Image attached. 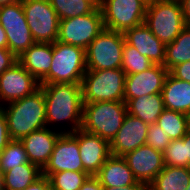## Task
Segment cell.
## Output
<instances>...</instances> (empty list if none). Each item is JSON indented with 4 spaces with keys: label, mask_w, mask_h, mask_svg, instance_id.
Instances as JSON below:
<instances>
[{
    "label": "cell",
    "mask_w": 190,
    "mask_h": 190,
    "mask_svg": "<svg viewBox=\"0 0 190 190\" xmlns=\"http://www.w3.org/2000/svg\"><path fill=\"white\" fill-rule=\"evenodd\" d=\"M22 6L35 42H56L60 18L49 0H23Z\"/></svg>",
    "instance_id": "30bf717a"
},
{
    "label": "cell",
    "mask_w": 190,
    "mask_h": 190,
    "mask_svg": "<svg viewBox=\"0 0 190 190\" xmlns=\"http://www.w3.org/2000/svg\"><path fill=\"white\" fill-rule=\"evenodd\" d=\"M164 107L190 116V83L175 78L170 72L161 91Z\"/></svg>",
    "instance_id": "44dd1931"
},
{
    "label": "cell",
    "mask_w": 190,
    "mask_h": 190,
    "mask_svg": "<svg viewBox=\"0 0 190 190\" xmlns=\"http://www.w3.org/2000/svg\"><path fill=\"white\" fill-rule=\"evenodd\" d=\"M18 62L39 82L49 73L53 59V43L35 42L20 56Z\"/></svg>",
    "instance_id": "d6986e66"
},
{
    "label": "cell",
    "mask_w": 190,
    "mask_h": 190,
    "mask_svg": "<svg viewBox=\"0 0 190 190\" xmlns=\"http://www.w3.org/2000/svg\"><path fill=\"white\" fill-rule=\"evenodd\" d=\"M186 26H190V0H179Z\"/></svg>",
    "instance_id": "b9f144b4"
},
{
    "label": "cell",
    "mask_w": 190,
    "mask_h": 190,
    "mask_svg": "<svg viewBox=\"0 0 190 190\" xmlns=\"http://www.w3.org/2000/svg\"><path fill=\"white\" fill-rule=\"evenodd\" d=\"M125 78L121 68L86 71L81 84L83 103L124 101Z\"/></svg>",
    "instance_id": "8992f818"
},
{
    "label": "cell",
    "mask_w": 190,
    "mask_h": 190,
    "mask_svg": "<svg viewBox=\"0 0 190 190\" xmlns=\"http://www.w3.org/2000/svg\"><path fill=\"white\" fill-rule=\"evenodd\" d=\"M149 125L127 113L110 144L111 155L123 157L146 143Z\"/></svg>",
    "instance_id": "9a60e30c"
},
{
    "label": "cell",
    "mask_w": 190,
    "mask_h": 190,
    "mask_svg": "<svg viewBox=\"0 0 190 190\" xmlns=\"http://www.w3.org/2000/svg\"><path fill=\"white\" fill-rule=\"evenodd\" d=\"M123 158L139 182L149 185L163 170V153L147 144L141 145Z\"/></svg>",
    "instance_id": "5bb4252c"
},
{
    "label": "cell",
    "mask_w": 190,
    "mask_h": 190,
    "mask_svg": "<svg viewBox=\"0 0 190 190\" xmlns=\"http://www.w3.org/2000/svg\"><path fill=\"white\" fill-rule=\"evenodd\" d=\"M23 0H0V7L1 6H5L7 4H11V3H19L22 2Z\"/></svg>",
    "instance_id": "ee69618b"
},
{
    "label": "cell",
    "mask_w": 190,
    "mask_h": 190,
    "mask_svg": "<svg viewBox=\"0 0 190 190\" xmlns=\"http://www.w3.org/2000/svg\"><path fill=\"white\" fill-rule=\"evenodd\" d=\"M78 145L84 172L95 176L111 155L109 142L80 128Z\"/></svg>",
    "instance_id": "2e32d148"
},
{
    "label": "cell",
    "mask_w": 190,
    "mask_h": 190,
    "mask_svg": "<svg viewBox=\"0 0 190 190\" xmlns=\"http://www.w3.org/2000/svg\"><path fill=\"white\" fill-rule=\"evenodd\" d=\"M61 19H69L91 13L98 5V0H49Z\"/></svg>",
    "instance_id": "4316f807"
},
{
    "label": "cell",
    "mask_w": 190,
    "mask_h": 190,
    "mask_svg": "<svg viewBox=\"0 0 190 190\" xmlns=\"http://www.w3.org/2000/svg\"><path fill=\"white\" fill-rule=\"evenodd\" d=\"M0 48H8L6 32L0 24Z\"/></svg>",
    "instance_id": "7bdbcfd3"
},
{
    "label": "cell",
    "mask_w": 190,
    "mask_h": 190,
    "mask_svg": "<svg viewBox=\"0 0 190 190\" xmlns=\"http://www.w3.org/2000/svg\"><path fill=\"white\" fill-rule=\"evenodd\" d=\"M42 176V170L28 162L3 173L4 190H24Z\"/></svg>",
    "instance_id": "cb8c5ba5"
},
{
    "label": "cell",
    "mask_w": 190,
    "mask_h": 190,
    "mask_svg": "<svg viewBox=\"0 0 190 190\" xmlns=\"http://www.w3.org/2000/svg\"><path fill=\"white\" fill-rule=\"evenodd\" d=\"M175 78L190 83V61L177 64L169 71Z\"/></svg>",
    "instance_id": "d590c367"
},
{
    "label": "cell",
    "mask_w": 190,
    "mask_h": 190,
    "mask_svg": "<svg viewBox=\"0 0 190 190\" xmlns=\"http://www.w3.org/2000/svg\"><path fill=\"white\" fill-rule=\"evenodd\" d=\"M8 41V49L16 56H20L35 43L29 27L4 29Z\"/></svg>",
    "instance_id": "4dcf8cb0"
},
{
    "label": "cell",
    "mask_w": 190,
    "mask_h": 190,
    "mask_svg": "<svg viewBox=\"0 0 190 190\" xmlns=\"http://www.w3.org/2000/svg\"><path fill=\"white\" fill-rule=\"evenodd\" d=\"M17 61L18 58L8 48H0V75Z\"/></svg>",
    "instance_id": "e575fe53"
},
{
    "label": "cell",
    "mask_w": 190,
    "mask_h": 190,
    "mask_svg": "<svg viewBox=\"0 0 190 190\" xmlns=\"http://www.w3.org/2000/svg\"><path fill=\"white\" fill-rule=\"evenodd\" d=\"M189 183L190 168L164 166L148 188L150 190H187Z\"/></svg>",
    "instance_id": "603a6c76"
},
{
    "label": "cell",
    "mask_w": 190,
    "mask_h": 190,
    "mask_svg": "<svg viewBox=\"0 0 190 190\" xmlns=\"http://www.w3.org/2000/svg\"><path fill=\"white\" fill-rule=\"evenodd\" d=\"M2 105L11 140H20L31 132L47 127L45 96L41 88L22 99Z\"/></svg>",
    "instance_id": "7a4b0ae2"
},
{
    "label": "cell",
    "mask_w": 190,
    "mask_h": 190,
    "mask_svg": "<svg viewBox=\"0 0 190 190\" xmlns=\"http://www.w3.org/2000/svg\"><path fill=\"white\" fill-rule=\"evenodd\" d=\"M156 124L172 141L183 138L187 133L190 128V116L165 108L158 117Z\"/></svg>",
    "instance_id": "d4e9b609"
},
{
    "label": "cell",
    "mask_w": 190,
    "mask_h": 190,
    "mask_svg": "<svg viewBox=\"0 0 190 190\" xmlns=\"http://www.w3.org/2000/svg\"><path fill=\"white\" fill-rule=\"evenodd\" d=\"M0 24L3 29L29 27L22 2L11 3L0 7Z\"/></svg>",
    "instance_id": "1f68e13d"
},
{
    "label": "cell",
    "mask_w": 190,
    "mask_h": 190,
    "mask_svg": "<svg viewBox=\"0 0 190 190\" xmlns=\"http://www.w3.org/2000/svg\"><path fill=\"white\" fill-rule=\"evenodd\" d=\"M190 61V26H186L172 42L166 45L164 67L170 71L177 64Z\"/></svg>",
    "instance_id": "484cf974"
},
{
    "label": "cell",
    "mask_w": 190,
    "mask_h": 190,
    "mask_svg": "<svg viewBox=\"0 0 190 190\" xmlns=\"http://www.w3.org/2000/svg\"><path fill=\"white\" fill-rule=\"evenodd\" d=\"M148 185L143 182H139L137 184L127 185L122 188H116V187H107L104 188V190H147Z\"/></svg>",
    "instance_id": "60d3db41"
},
{
    "label": "cell",
    "mask_w": 190,
    "mask_h": 190,
    "mask_svg": "<svg viewBox=\"0 0 190 190\" xmlns=\"http://www.w3.org/2000/svg\"><path fill=\"white\" fill-rule=\"evenodd\" d=\"M79 190H104V188L95 176H90Z\"/></svg>",
    "instance_id": "f35d334b"
},
{
    "label": "cell",
    "mask_w": 190,
    "mask_h": 190,
    "mask_svg": "<svg viewBox=\"0 0 190 190\" xmlns=\"http://www.w3.org/2000/svg\"><path fill=\"white\" fill-rule=\"evenodd\" d=\"M144 1H146L147 3H152L155 0H144Z\"/></svg>",
    "instance_id": "bcb514c9"
},
{
    "label": "cell",
    "mask_w": 190,
    "mask_h": 190,
    "mask_svg": "<svg viewBox=\"0 0 190 190\" xmlns=\"http://www.w3.org/2000/svg\"><path fill=\"white\" fill-rule=\"evenodd\" d=\"M125 37L104 29L86 48L87 71L121 68Z\"/></svg>",
    "instance_id": "52a82bcc"
},
{
    "label": "cell",
    "mask_w": 190,
    "mask_h": 190,
    "mask_svg": "<svg viewBox=\"0 0 190 190\" xmlns=\"http://www.w3.org/2000/svg\"><path fill=\"white\" fill-rule=\"evenodd\" d=\"M144 24L165 45L186 27L179 0H155L147 4Z\"/></svg>",
    "instance_id": "5b68a950"
},
{
    "label": "cell",
    "mask_w": 190,
    "mask_h": 190,
    "mask_svg": "<svg viewBox=\"0 0 190 190\" xmlns=\"http://www.w3.org/2000/svg\"><path fill=\"white\" fill-rule=\"evenodd\" d=\"M169 71L163 65L153 64L141 73L126 75L124 99L161 93Z\"/></svg>",
    "instance_id": "4fadbf2b"
},
{
    "label": "cell",
    "mask_w": 190,
    "mask_h": 190,
    "mask_svg": "<svg viewBox=\"0 0 190 190\" xmlns=\"http://www.w3.org/2000/svg\"><path fill=\"white\" fill-rule=\"evenodd\" d=\"M28 162L26 151L20 140H11L0 152L1 173H5Z\"/></svg>",
    "instance_id": "83f0119b"
},
{
    "label": "cell",
    "mask_w": 190,
    "mask_h": 190,
    "mask_svg": "<svg viewBox=\"0 0 190 190\" xmlns=\"http://www.w3.org/2000/svg\"><path fill=\"white\" fill-rule=\"evenodd\" d=\"M182 139L185 146V167L190 168V128Z\"/></svg>",
    "instance_id": "ab89813d"
},
{
    "label": "cell",
    "mask_w": 190,
    "mask_h": 190,
    "mask_svg": "<svg viewBox=\"0 0 190 190\" xmlns=\"http://www.w3.org/2000/svg\"><path fill=\"white\" fill-rule=\"evenodd\" d=\"M90 175L84 171H62L52 173L48 179L53 190H79Z\"/></svg>",
    "instance_id": "f1b7e54d"
},
{
    "label": "cell",
    "mask_w": 190,
    "mask_h": 190,
    "mask_svg": "<svg viewBox=\"0 0 190 190\" xmlns=\"http://www.w3.org/2000/svg\"><path fill=\"white\" fill-rule=\"evenodd\" d=\"M105 29L99 5L89 14L61 19L57 41L85 49Z\"/></svg>",
    "instance_id": "9c48e42d"
},
{
    "label": "cell",
    "mask_w": 190,
    "mask_h": 190,
    "mask_svg": "<svg viewBox=\"0 0 190 190\" xmlns=\"http://www.w3.org/2000/svg\"><path fill=\"white\" fill-rule=\"evenodd\" d=\"M11 141L8 134V126L5 113L0 110V152L8 145Z\"/></svg>",
    "instance_id": "8d00e7d4"
},
{
    "label": "cell",
    "mask_w": 190,
    "mask_h": 190,
    "mask_svg": "<svg viewBox=\"0 0 190 190\" xmlns=\"http://www.w3.org/2000/svg\"><path fill=\"white\" fill-rule=\"evenodd\" d=\"M126 115L124 101L83 103L81 129L110 143L121 128Z\"/></svg>",
    "instance_id": "3957f363"
},
{
    "label": "cell",
    "mask_w": 190,
    "mask_h": 190,
    "mask_svg": "<svg viewBox=\"0 0 190 190\" xmlns=\"http://www.w3.org/2000/svg\"><path fill=\"white\" fill-rule=\"evenodd\" d=\"M0 190H4L3 173L0 172Z\"/></svg>",
    "instance_id": "f6af8a7d"
},
{
    "label": "cell",
    "mask_w": 190,
    "mask_h": 190,
    "mask_svg": "<svg viewBox=\"0 0 190 190\" xmlns=\"http://www.w3.org/2000/svg\"><path fill=\"white\" fill-rule=\"evenodd\" d=\"M127 113L139 118L148 125L157 122L164 107L161 93L150 96H142L134 99H124Z\"/></svg>",
    "instance_id": "7402d4cb"
},
{
    "label": "cell",
    "mask_w": 190,
    "mask_h": 190,
    "mask_svg": "<svg viewBox=\"0 0 190 190\" xmlns=\"http://www.w3.org/2000/svg\"><path fill=\"white\" fill-rule=\"evenodd\" d=\"M44 92L46 124L70 121L71 128L66 133H73L82 127L83 95L82 85L73 83H54L40 85Z\"/></svg>",
    "instance_id": "6da1fadb"
},
{
    "label": "cell",
    "mask_w": 190,
    "mask_h": 190,
    "mask_svg": "<svg viewBox=\"0 0 190 190\" xmlns=\"http://www.w3.org/2000/svg\"><path fill=\"white\" fill-rule=\"evenodd\" d=\"M147 4L144 0H99L104 27L124 33L143 24Z\"/></svg>",
    "instance_id": "ba28073f"
},
{
    "label": "cell",
    "mask_w": 190,
    "mask_h": 190,
    "mask_svg": "<svg viewBox=\"0 0 190 190\" xmlns=\"http://www.w3.org/2000/svg\"><path fill=\"white\" fill-rule=\"evenodd\" d=\"M123 34L125 41L141 55L146 56L153 64L164 65L166 45L144 23L127 29Z\"/></svg>",
    "instance_id": "ac0fdd59"
},
{
    "label": "cell",
    "mask_w": 190,
    "mask_h": 190,
    "mask_svg": "<svg viewBox=\"0 0 190 190\" xmlns=\"http://www.w3.org/2000/svg\"><path fill=\"white\" fill-rule=\"evenodd\" d=\"M103 188H122L127 185L137 184L139 181L133 175L123 157L110 155L99 172L95 175Z\"/></svg>",
    "instance_id": "ffe728a7"
},
{
    "label": "cell",
    "mask_w": 190,
    "mask_h": 190,
    "mask_svg": "<svg viewBox=\"0 0 190 190\" xmlns=\"http://www.w3.org/2000/svg\"><path fill=\"white\" fill-rule=\"evenodd\" d=\"M84 171L78 145V129L73 133H62L56 141L49 161L42 169V175L62 171Z\"/></svg>",
    "instance_id": "8fae6325"
},
{
    "label": "cell",
    "mask_w": 190,
    "mask_h": 190,
    "mask_svg": "<svg viewBox=\"0 0 190 190\" xmlns=\"http://www.w3.org/2000/svg\"><path fill=\"white\" fill-rule=\"evenodd\" d=\"M165 166L185 167V146L183 139L172 140L163 152Z\"/></svg>",
    "instance_id": "d6a6232c"
},
{
    "label": "cell",
    "mask_w": 190,
    "mask_h": 190,
    "mask_svg": "<svg viewBox=\"0 0 190 190\" xmlns=\"http://www.w3.org/2000/svg\"><path fill=\"white\" fill-rule=\"evenodd\" d=\"M40 82L18 61L0 75V100L10 103L33 94Z\"/></svg>",
    "instance_id": "7c38bea8"
},
{
    "label": "cell",
    "mask_w": 190,
    "mask_h": 190,
    "mask_svg": "<svg viewBox=\"0 0 190 190\" xmlns=\"http://www.w3.org/2000/svg\"><path fill=\"white\" fill-rule=\"evenodd\" d=\"M62 133L66 131L58 132L46 127L21 138L20 141L24 146L28 161L42 170L49 161L56 141Z\"/></svg>",
    "instance_id": "e0dca14e"
},
{
    "label": "cell",
    "mask_w": 190,
    "mask_h": 190,
    "mask_svg": "<svg viewBox=\"0 0 190 190\" xmlns=\"http://www.w3.org/2000/svg\"><path fill=\"white\" fill-rule=\"evenodd\" d=\"M86 71L85 49L56 41L53 43V59L49 73L40 82V85L82 84Z\"/></svg>",
    "instance_id": "277c9868"
},
{
    "label": "cell",
    "mask_w": 190,
    "mask_h": 190,
    "mask_svg": "<svg viewBox=\"0 0 190 190\" xmlns=\"http://www.w3.org/2000/svg\"><path fill=\"white\" fill-rule=\"evenodd\" d=\"M24 190H53V189L48 177L42 175L38 180H36L33 184L29 185Z\"/></svg>",
    "instance_id": "74e56055"
},
{
    "label": "cell",
    "mask_w": 190,
    "mask_h": 190,
    "mask_svg": "<svg viewBox=\"0 0 190 190\" xmlns=\"http://www.w3.org/2000/svg\"><path fill=\"white\" fill-rule=\"evenodd\" d=\"M152 65L153 63L146 56L141 55L135 47L126 41L124 42L121 69L126 75L141 73Z\"/></svg>",
    "instance_id": "f546056e"
},
{
    "label": "cell",
    "mask_w": 190,
    "mask_h": 190,
    "mask_svg": "<svg viewBox=\"0 0 190 190\" xmlns=\"http://www.w3.org/2000/svg\"><path fill=\"white\" fill-rule=\"evenodd\" d=\"M170 142V137L166 136L156 123L149 125L145 144L163 153Z\"/></svg>",
    "instance_id": "836d02e7"
}]
</instances>
